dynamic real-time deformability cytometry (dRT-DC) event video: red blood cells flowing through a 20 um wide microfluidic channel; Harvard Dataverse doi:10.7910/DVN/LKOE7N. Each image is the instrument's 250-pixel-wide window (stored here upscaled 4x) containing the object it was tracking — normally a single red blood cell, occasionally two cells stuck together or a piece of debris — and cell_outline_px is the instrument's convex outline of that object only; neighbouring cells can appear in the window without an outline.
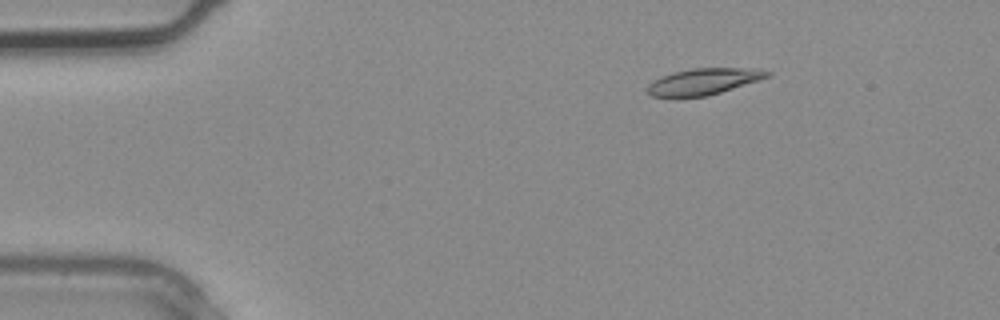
{"species": "common noctule bat (a hibernating species)", "species_latin": "Nyctalus noctula", "temperature_condition": "warm", "stored_images_in_passage": 5, "camera_frame_rate_fps": 3000, "um_per_image_px": 0.085, "animal": {"sex": "male", "body_mass_g": 20.4}, "frame": {"image": 1, "passage_image": 5, "time_ms": 1.333, "image_size_px": [1000, 320], "cell_outline_px": [[772, 76], [760, 80], [708, 96], [652, 96], [644, 88], [648, 84], [664, 76], [676, 72], [692, 68], [764, 68], [772, 72]], "centroid_in_image_um": [59.92, 6.91], "position_along_channel_um": 25.1, "area_um2": 18.32}}